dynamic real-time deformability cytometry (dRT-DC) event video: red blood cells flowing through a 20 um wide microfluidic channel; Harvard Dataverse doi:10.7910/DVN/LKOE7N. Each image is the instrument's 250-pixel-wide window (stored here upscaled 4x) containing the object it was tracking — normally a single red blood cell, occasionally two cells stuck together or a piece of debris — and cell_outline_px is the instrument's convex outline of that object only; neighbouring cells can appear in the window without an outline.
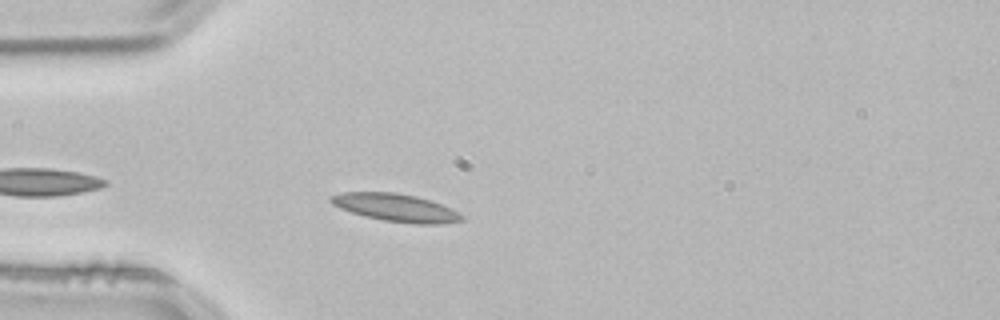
{"species": "common noctule bat (a hibernating species)", "species_latin": "Nyctalus noctula", "temperature_condition": "room temperature", "stored_images_in_passage": 37, "camera_frame_rate_fps": 3000, "um_per_image_px": 0.085, "animal": {"sex": "male", "body_mass_g": 21.5, "forearm_length_mm": 52.0}, "frame": {"image": 1, "passage_image": 5, "time_ms": 1.333, "image_size_px": [1000, 320], "cell_outline_px": [[464, 220], [440, 224], [412, 224], [384, 220], [364, 216], [340, 208], [332, 204], [328, 200], [332, 196], [344, 192], [396, 192], [416, 196], [440, 204], [460, 212], [464, 216]], "centroid_in_image_um": [33.67, 17.65], "position_along_channel_um": 51.3, "area_um2": 21.1}}
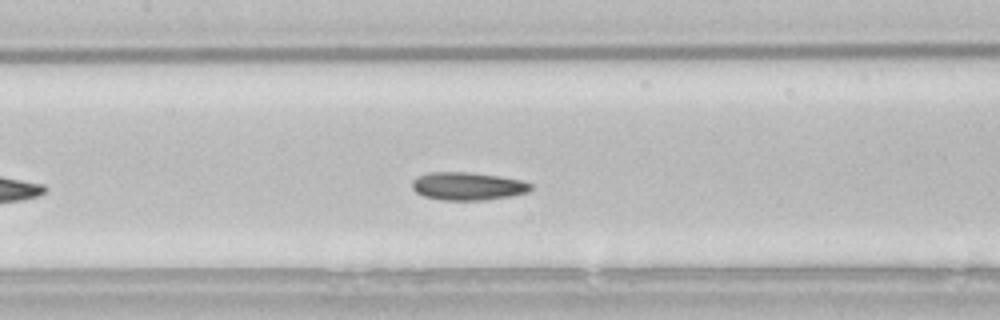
{"frame": {"image": 2, "passage_image": 15, "time_ms": 4.667, "image_size_px": [1000, 320], "cell_outline_px": [[532, 188], [528, 192], [508, 196], [484, 200], [440, 200], [424, 196], [416, 192], [412, 188], [412, 180], [416, 176], [428, 172], [468, 172], [496, 176], [520, 180], [532, 184]], "centroid_in_image_um": [39.7, 15.82], "position_along_channel_um": 167.7, "area_um2": 19.25}}
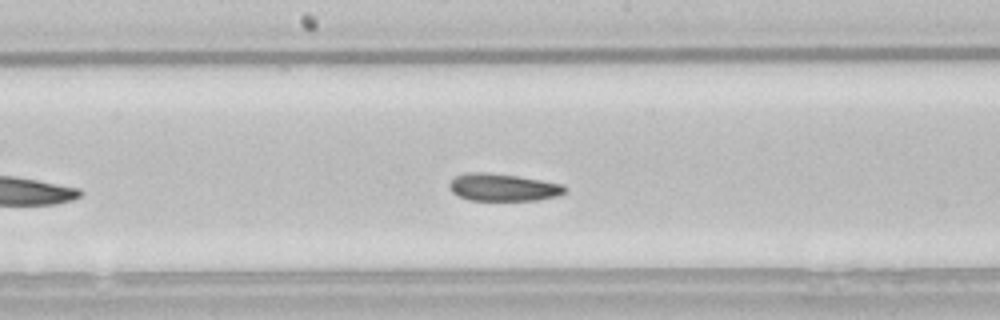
{"frame": {"image": 3, "passage_image": 18, "time_ms": 5.667, "image_size_px": [1000, 320], "cell_outline_px": [[568, 188], [560, 196], [536, 200], [468, 200], [452, 192], [448, 184], [456, 176], [468, 172], [488, 172], [520, 176], [564, 184]], "centroid_in_image_um": [42.8, 15.92], "position_along_channel_um": 205.4, "area_um2": 18.61}, "authors_computed_cell_mechanics": {"area_um2": 20.0566, "velocity_mm_per_s": 3.7849, "shape_relaxation_time_tau1_ms": 9.9969, "shape_relaxation_time_tau2_ms": 6.3769, "deformation_change_tau1": 0.1409, "deformation_change_tau2": 0.1135}}